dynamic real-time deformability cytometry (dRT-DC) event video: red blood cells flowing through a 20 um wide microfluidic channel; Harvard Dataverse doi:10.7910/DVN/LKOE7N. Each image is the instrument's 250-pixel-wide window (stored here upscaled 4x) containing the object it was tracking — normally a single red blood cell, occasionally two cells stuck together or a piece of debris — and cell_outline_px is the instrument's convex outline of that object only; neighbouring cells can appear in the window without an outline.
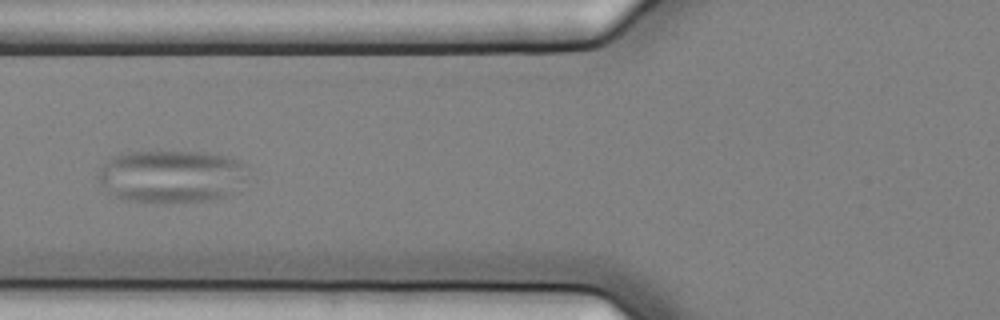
{"species": "common noctule bat (a hibernating species)", "species_latin": "Nyctalus noctula", "temperature_condition": "cold", "stored_images_in_passage": 13, "camera_frame_rate_fps": 3000, "um_per_image_px": 0.085, "animal": {"sex": "female", "body_mass_g": 25.1}, "frame": {"image": 1, "passage_image": 4, "time_ms": 1.0, "image_size_px": [1000, 320], "cell_outline_px": [[252, 180], [224, 196], [204, 200], [124, 200], [108, 192], [96, 180], [96, 172], [104, 160], [112, 156], [128, 152], [160, 148], [204, 152], [232, 156], [244, 164]], "centroid_in_image_um": [14.57, 14.89], "position_along_channel_um": 111.2, "area_um2": 47.16}}
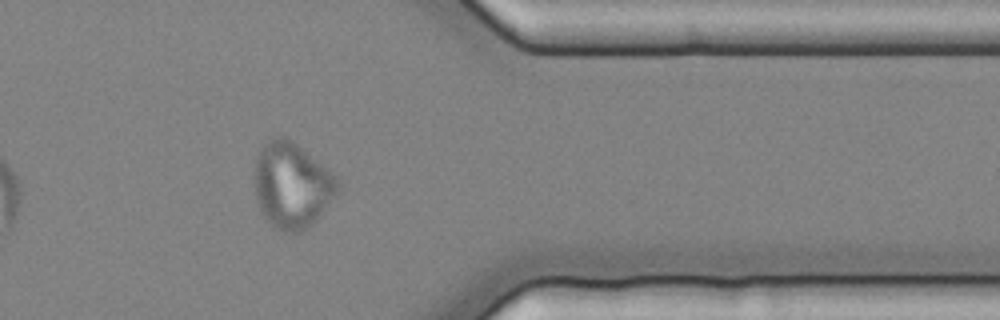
{"frame": {"image": 2, "passage_image": 11, "time_ms": 3.333, "image_size_px": [1000, 320], "cell_outline_px": [[340, 192], [320, 216], [308, 228], [300, 232], [280, 232], [260, 212], [256, 204], [252, 184], [252, 176], [256, 156], [260, 148], [268, 140], [280, 136], [284, 136], [292, 140], [340, 176]], "centroid_in_image_um": [24.82, 15.74], "position_along_channel_um": 386.6, "area_um2": 43.06}}
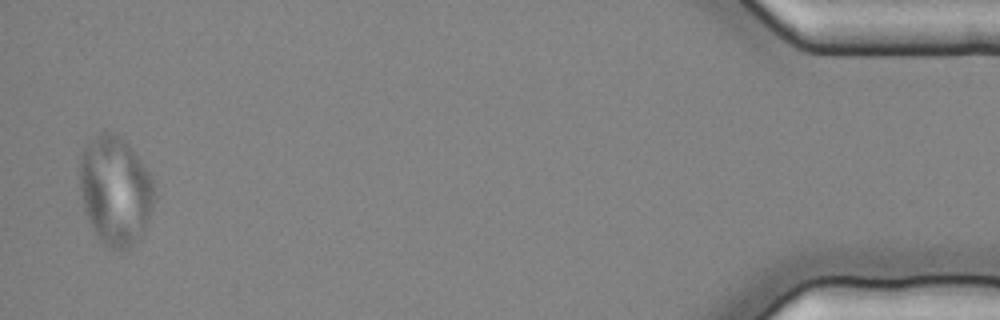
{"frame": {"image": 3, "passage_image": 13, "time_ms": 4.0, "image_size_px": [1000, 320], "cell_outline_px": [[156, 184], [152, 204], [148, 220], [140, 236], [128, 248], [112, 252], [96, 236], [88, 220], [80, 196], [80, 156], [84, 148], [104, 128], [120, 136], [132, 148], [152, 176]], "centroid_in_image_um": [9.79, 16.19], "position_along_channel_um": 425.4, "area_um2": 47.69}}